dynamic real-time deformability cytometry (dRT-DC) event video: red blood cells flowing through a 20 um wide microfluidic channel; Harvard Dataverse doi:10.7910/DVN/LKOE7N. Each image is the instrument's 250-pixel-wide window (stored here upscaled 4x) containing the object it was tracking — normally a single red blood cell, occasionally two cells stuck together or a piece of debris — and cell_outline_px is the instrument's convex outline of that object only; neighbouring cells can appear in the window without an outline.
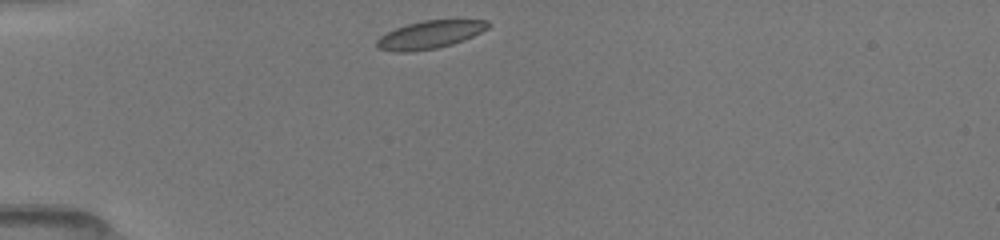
{"species": "common noctule bat (a hibernating species)", "species_latin": "Nyctalus noctula", "temperature_condition": "room temperature", "stored_images_in_passage": 38, "camera_frame_rate_fps": 3000, "um_per_image_px": 0.085, "animal": {"sex": "female", "body_mass_g": 19.5, "forearm_length_mm": 54.1}, "frame": {"image": 1, "passage_image": 1, "time_ms": 0.0, "image_size_px": [1000, 240], "cell_outline_px": [[492, 24], [488, 28], [464, 40], [452, 44], [436, 48], [408, 52], [396, 52], [376, 48], [376, 40], [380, 36], [396, 28], [408, 24], [424, 20], [488, 20]], "centroid_in_image_um": [36.53, 2.95], "position_along_channel_um": 48.5, "area_um2": 17.98}}
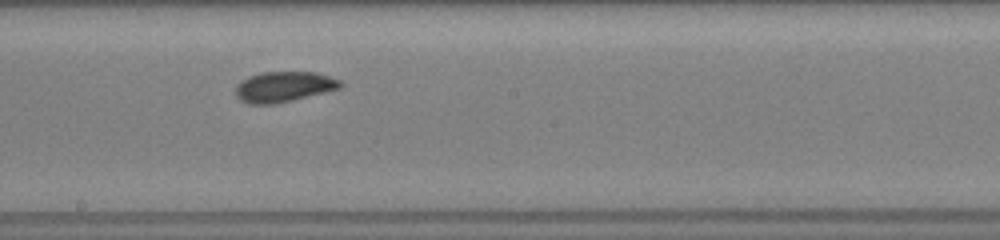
{"frame": {"image": 2, "passage_image": 16, "time_ms": 5.0, "image_size_px": [1000, 240], "cell_outline_px": [[344, 84], [340, 88], [292, 100], [272, 104], [248, 104], [240, 100], [236, 96], [236, 84], [240, 80], [248, 76], [260, 72], [316, 72], [340, 80]], "centroid_in_image_um": [24.08, 7.36], "position_along_channel_um": 224.1, "area_um2": 18.61}}
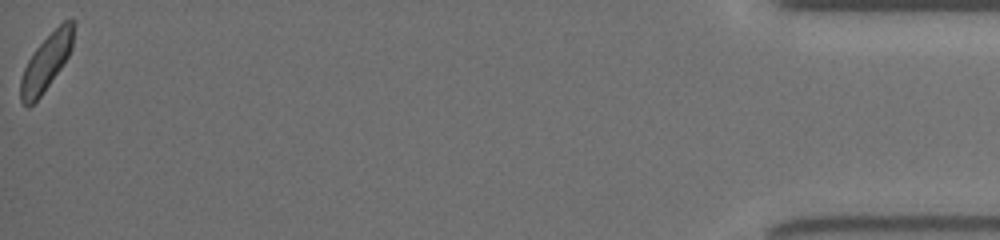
{"frame": {"image": 3, "passage_image": 38, "time_ms": 12.333, "image_size_px": [1000, 240], "cell_outline_px": [[76, 24], [72, 48], [68, 56], [60, 68], [40, 96], [28, 108], [20, 100], [20, 80], [24, 68], [28, 60], [36, 48], [64, 20], [76, 20]], "centroid_in_image_um": [3.95, 5.27], "position_along_channel_um": 431.3, "area_um2": 17.11}, "authors_computed_cell_mechanics": {"area_um2": 18.0914, "velocity_mm_per_s": 4.0178, "shape_relaxation_time_tau1_ms": 2.1455, "shape_relaxation_time_tau2_ms": 3.2915, "deformation_change_tau1": 0.0972, "deformation_change_tau2": 0.0769}}